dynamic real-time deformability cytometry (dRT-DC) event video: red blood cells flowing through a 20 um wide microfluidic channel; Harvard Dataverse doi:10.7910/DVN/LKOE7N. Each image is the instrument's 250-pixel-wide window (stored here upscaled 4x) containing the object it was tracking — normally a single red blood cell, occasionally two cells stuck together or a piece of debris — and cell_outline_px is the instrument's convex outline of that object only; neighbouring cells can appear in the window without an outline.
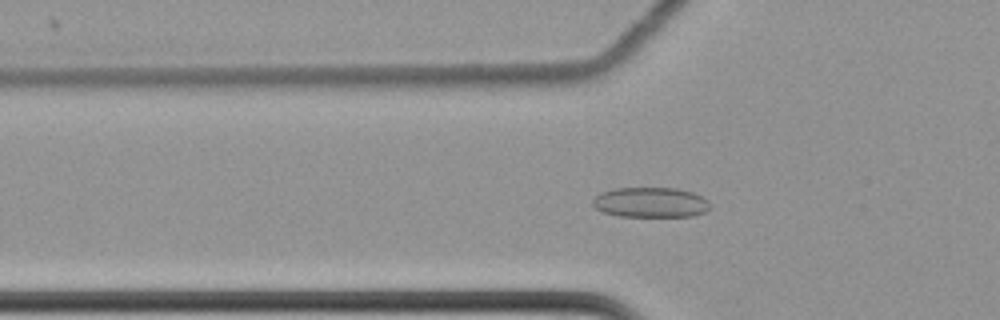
{"species": "common noctule bat (a hibernating species)", "species_latin": "Nyctalus noctula", "temperature_condition": "cold", "stored_images_in_passage": 58, "camera_frame_rate_fps": 3000, "um_per_image_px": 0.085, "animal": {"sex": "female", "body_mass_g": 22.7, "forearm_length_mm": 54.2}, "frame": {"image": 1, "passage_image": 19, "time_ms": 6.0, "image_size_px": [1000, 320], "cell_outline_px": [[712, 208], [704, 212], [692, 216], [620, 216], [604, 212], [596, 208], [592, 204], [592, 200], [600, 192], [616, 188], [676, 188], [692, 192], [708, 200]], "centroid_in_image_um": [55.31, 17.2], "position_along_channel_um": 70.5, "area_um2": 20.58}}
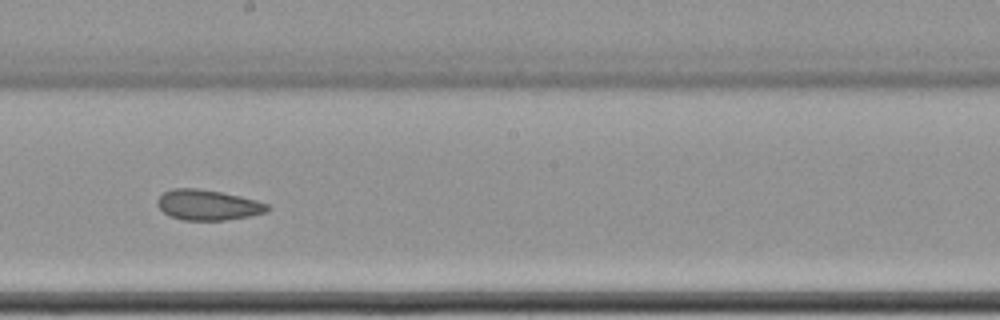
{"frame": {"image": 2, "passage_image": 33, "time_ms": 10.667, "image_size_px": [1000, 320], "cell_outline_px": [[272, 208], [268, 212], [248, 216], [224, 220], [184, 220], [168, 216], [156, 204], [156, 200], [164, 192], [172, 188], [196, 188], [220, 192], [240, 196], [256, 200], [268, 204]], "centroid_in_image_um": [17.67, 17.42], "position_along_channel_um": 230.5, "area_um2": 19.54}}
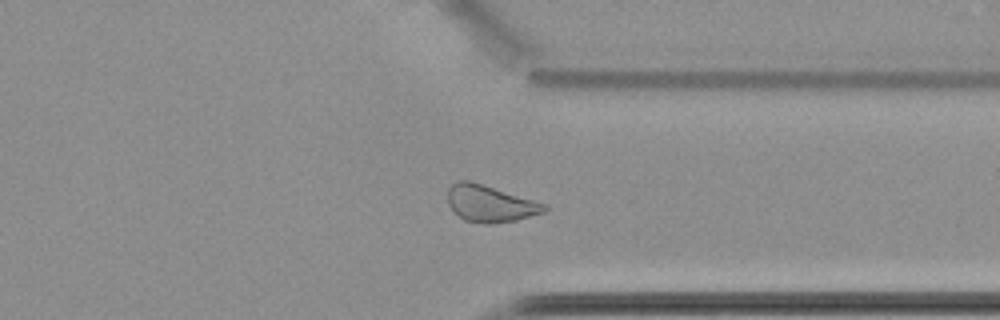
{"frame": {"image": 3, "passage_image": 45, "time_ms": 14.667, "image_size_px": [1000, 320], "cell_outline_px": [[548, 208], [544, 212], [516, 220], [488, 224], [484, 224], [464, 220], [448, 204], [448, 188], [456, 180], [468, 180], [548, 204]], "centroid_in_image_um": [41.66, 17.3], "position_along_channel_um": 369.7, "area_um2": 20.52}, "authors_computed_cell_mechanics": {"area_um2": 20.9525, "velocity_mm_per_s": 3.468, "shape_relaxation_time_tau1_ms": null, "shape_relaxation_time_tau2_ms": 2.439, "deformation_change_tau1": null, "deformation_change_tau2": 0.0805}}